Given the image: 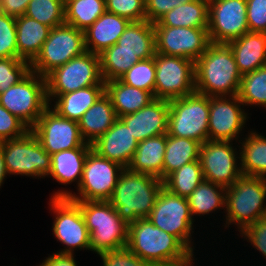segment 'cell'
<instances>
[{
  "instance_id": "6da1fadb",
  "label": "cell",
  "mask_w": 266,
  "mask_h": 266,
  "mask_svg": "<svg viewBox=\"0 0 266 266\" xmlns=\"http://www.w3.org/2000/svg\"><path fill=\"white\" fill-rule=\"evenodd\" d=\"M127 248L158 266H192L193 253L177 237L154 226L148 218L128 225Z\"/></svg>"
},
{
  "instance_id": "7a4b0ae2",
  "label": "cell",
  "mask_w": 266,
  "mask_h": 266,
  "mask_svg": "<svg viewBox=\"0 0 266 266\" xmlns=\"http://www.w3.org/2000/svg\"><path fill=\"white\" fill-rule=\"evenodd\" d=\"M242 75L230 46L210 43L195 62V90L206 96L238 95Z\"/></svg>"
},
{
  "instance_id": "3957f363",
  "label": "cell",
  "mask_w": 266,
  "mask_h": 266,
  "mask_svg": "<svg viewBox=\"0 0 266 266\" xmlns=\"http://www.w3.org/2000/svg\"><path fill=\"white\" fill-rule=\"evenodd\" d=\"M163 187V180L156 176L124 168L109 202L129 225L150 215Z\"/></svg>"
},
{
  "instance_id": "277c9868",
  "label": "cell",
  "mask_w": 266,
  "mask_h": 266,
  "mask_svg": "<svg viewBox=\"0 0 266 266\" xmlns=\"http://www.w3.org/2000/svg\"><path fill=\"white\" fill-rule=\"evenodd\" d=\"M90 236L91 251L97 254L127 247L128 225L109 201H75Z\"/></svg>"
},
{
  "instance_id": "5b68a950",
  "label": "cell",
  "mask_w": 266,
  "mask_h": 266,
  "mask_svg": "<svg viewBox=\"0 0 266 266\" xmlns=\"http://www.w3.org/2000/svg\"><path fill=\"white\" fill-rule=\"evenodd\" d=\"M225 194L226 222H236L241 232L266 216V178L242 175L226 187Z\"/></svg>"
},
{
  "instance_id": "8992f818",
  "label": "cell",
  "mask_w": 266,
  "mask_h": 266,
  "mask_svg": "<svg viewBox=\"0 0 266 266\" xmlns=\"http://www.w3.org/2000/svg\"><path fill=\"white\" fill-rule=\"evenodd\" d=\"M209 96L193 92L169 100L167 135L189 138L203 144L208 140Z\"/></svg>"
},
{
  "instance_id": "52a82bcc",
  "label": "cell",
  "mask_w": 266,
  "mask_h": 266,
  "mask_svg": "<svg viewBox=\"0 0 266 266\" xmlns=\"http://www.w3.org/2000/svg\"><path fill=\"white\" fill-rule=\"evenodd\" d=\"M124 167L90 150L84 164L78 191L80 196L68 191L55 192L52 198H69L73 201H109ZM119 172V173H118Z\"/></svg>"
},
{
  "instance_id": "ba28073f",
  "label": "cell",
  "mask_w": 266,
  "mask_h": 266,
  "mask_svg": "<svg viewBox=\"0 0 266 266\" xmlns=\"http://www.w3.org/2000/svg\"><path fill=\"white\" fill-rule=\"evenodd\" d=\"M89 86H105V82L101 76L99 55L85 51L46 76L48 104L50 97Z\"/></svg>"
},
{
  "instance_id": "9c48e42d",
  "label": "cell",
  "mask_w": 266,
  "mask_h": 266,
  "mask_svg": "<svg viewBox=\"0 0 266 266\" xmlns=\"http://www.w3.org/2000/svg\"><path fill=\"white\" fill-rule=\"evenodd\" d=\"M0 104L32 129L49 106L46 77L31 71L19 83L0 94Z\"/></svg>"
},
{
  "instance_id": "30bf717a",
  "label": "cell",
  "mask_w": 266,
  "mask_h": 266,
  "mask_svg": "<svg viewBox=\"0 0 266 266\" xmlns=\"http://www.w3.org/2000/svg\"><path fill=\"white\" fill-rule=\"evenodd\" d=\"M85 51L84 31L63 23L51 29L41 51L30 63L31 71L46 77Z\"/></svg>"
},
{
  "instance_id": "8fae6325",
  "label": "cell",
  "mask_w": 266,
  "mask_h": 266,
  "mask_svg": "<svg viewBox=\"0 0 266 266\" xmlns=\"http://www.w3.org/2000/svg\"><path fill=\"white\" fill-rule=\"evenodd\" d=\"M8 174L34 177L48 176L51 155L30 129L23 136L0 142Z\"/></svg>"
},
{
  "instance_id": "7c38bea8",
  "label": "cell",
  "mask_w": 266,
  "mask_h": 266,
  "mask_svg": "<svg viewBox=\"0 0 266 266\" xmlns=\"http://www.w3.org/2000/svg\"><path fill=\"white\" fill-rule=\"evenodd\" d=\"M154 98L171 100L195 92V62L180 56L155 53Z\"/></svg>"
},
{
  "instance_id": "4fadbf2b",
  "label": "cell",
  "mask_w": 266,
  "mask_h": 266,
  "mask_svg": "<svg viewBox=\"0 0 266 266\" xmlns=\"http://www.w3.org/2000/svg\"><path fill=\"white\" fill-rule=\"evenodd\" d=\"M147 218L154 226L177 237L193 253L190 244L193 219L185 197L172 194L163 187Z\"/></svg>"
},
{
  "instance_id": "5bb4252c",
  "label": "cell",
  "mask_w": 266,
  "mask_h": 266,
  "mask_svg": "<svg viewBox=\"0 0 266 266\" xmlns=\"http://www.w3.org/2000/svg\"><path fill=\"white\" fill-rule=\"evenodd\" d=\"M246 0H209L208 33L212 43H229L249 32Z\"/></svg>"
},
{
  "instance_id": "9a60e30c",
  "label": "cell",
  "mask_w": 266,
  "mask_h": 266,
  "mask_svg": "<svg viewBox=\"0 0 266 266\" xmlns=\"http://www.w3.org/2000/svg\"><path fill=\"white\" fill-rule=\"evenodd\" d=\"M31 130L50 155L80 146H91L82 138L78 122L61 117L50 109V105Z\"/></svg>"
},
{
  "instance_id": "2e32d148",
  "label": "cell",
  "mask_w": 266,
  "mask_h": 266,
  "mask_svg": "<svg viewBox=\"0 0 266 266\" xmlns=\"http://www.w3.org/2000/svg\"><path fill=\"white\" fill-rule=\"evenodd\" d=\"M156 53L180 56L196 62L211 41L208 29L154 26Z\"/></svg>"
},
{
  "instance_id": "e0dca14e",
  "label": "cell",
  "mask_w": 266,
  "mask_h": 266,
  "mask_svg": "<svg viewBox=\"0 0 266 266\" xmlns=\"http://www.w3.org/2000/svg\"><path fill=\"white\" fill-rule=\"evenodd\" d=\"M51 208L56 214L53 234L67 246L61 254H73L74 248L91 250L90 234L79 205L69 198H51Z\"/></svg>"
},
{
  "instance_id": "ac0fdd59",
  "label": "cell",
  "mask_w": 266,
  "mask_h": 266,
  "mask_svg": "<svg viewBox=\"0 0 266 266\" xmlns=\"http://www.w3.org/2000/svg\"><path fill=\"white\" fill-rule=\"evenodd\" d=\"M234 151L230 141L207 140L201 144L199 162L204 180L226 188L239 179L242 172L236 165L237 157Z\"/></svg>"
},
{
  "instance_id": "d6986e66",
  "label": "cell",
  "mask_w": 266,
  "mask_h": 266,
  "mask_svg": "<svg viewBox=\"0 0 266 266\" xmlns=\"http://www.w3.org/2000/svg\"><path fill=\"white\" fill-rule=\"evenodd\" d=\"M226 99V96H209L208 140L231 142L245 124L247 115L240 108L243 103L239 97Z\"/></svg>"
},
{
  "instance_id": "ffe728a7",
  "label": "cell",
  "mask_w": 266,
  "mask_h": 266,
  "mask_svg": "<svg viewBox=\"0 0 266 266\" xmlns=\"http://www.w3.org/2000/svg\"><path fill=\"white\" fill-rule=\"evenodd\" d=\"M169 100L155 98L135 113L119 119L129 128L138 142L167 133Z\"/></svg>"
},
{
  "instance_id": "44dd1931",
  "label": "cell",
  "mask_w": 266,
  "mask_h": 266,
  "mask_svg": "<svg viewBox=\"0 0 266 266\" xmlns=\"http://www.w3.org/2000/svg\"><path fill=\"white\" fill-rule=\"evenodd\" d=\"M138 143L129 128L118 118L91 147L98 155L128 168Z\"/></svg>"
},
{
  "instance_id": "7402d4cb",
  "label": "cell",
  "mask_w": 266,
  "mask_h": 266,
  "mask_svg": "<svg viewBox=\"0 0 266 266\" xmlns=\"http://www.w3.org/2000/svg\"><path fill=\"white\" fill-rule=\"evenodd\" d=\"M129 23L127 18L105 11L84 31L86 51L99 55L110 48L118 42Z\"/></svg>"
},
{
  "instance_id": "603a6c76",
  "label": "cell",
  "mask_w": 266,
  "mask_h": 266,
  "mask_svg": "<svg viewBox=\"0 0 266 266\" xmlns=\"http://www.w3.org/2000/svg\"><path fill=\"white\" fill-rule=\"evenodd\" d=\"M117 119L111 99L104 92L78 121L82 138L91 145L105 134Z\"/></svg>"
},
{
  "instance_id": "cb8c5ba5",
  "label": "cell",
  "mask_w": 266,
  "mask_h": 266,
  "mask_svg": "<svg viewBox=\"0 0 266 266\" xmlns=\"http://www.w3.org/2000/svg\"><path fill=\"white\" fill-rule=\"evenodd\" d=\"M227 44L241 75L266 65V36L263 33L248 32Z\"/></svg>"
},
{
  "instance_id": "d4e9b609",
  "label": "cell",
  "mask_w": 266,
  "mask_h": 266,
  "mask_svg": "<svg viewBox=\"0 0 266 266\" xmlns=\"http://www.w3.org/2000/svg\"><path fill=\"white\" fill-rule=\"evenodd\" d=\"M166 143L167 133L140 141L128 169L132 172L150 174L163 180Z\"/></svg>"
},
{
  "instance_id": "484cf974",
  "label": "cell",
  "mask_w": 266,
  "mask_h": 266,
  "mask_svg": "<svg viewBox=\"0 0 266 266\" xmlns=\"http://www.w3.org/2000/svg\"><path fill=\"white\" fill-rule=\"evenodd\" d=\"M18 59L32 62L41 51L51 27L26 15L15 18Z\"/></svg>"
},
{
  "instance_id": "4316f807",
  "label": "cell",
  "mask_w": 266,
  "mask_h": 266,
  "mask_svg": "<svg viewBox=\"0 0 266 266\" xmlns=\"http://www.w3.org/2000/svg\"><path fill=\"white\" fill-rule=\"evenodd\" d=\"M105 93L110 97L118 118L135 113L155 99L151 92L129 86L120 79L105 82Z\"/></svg>"
},
{
  "instance_id": "83f0119b",
  "label": "cell",
  "mask_w": 266,
  "mask_h": 266,
  "mask_svg": "<svg viewBox=\"0 0 266 266\" xmlns=\"http://www.w3.org/2000/svg\"><path fill=\"white\" fill-rule=\"evenodd\" d=\"M117 44L119 49L135 54L140 60L154 57L156 43L153 23L130 21Z\"/></svg>"
},
{
  "instance_id": "f1b7e54d",
  "label": "cell",
  "mask_w": 266,
  "mask_h": 266,
  "mask_svg": "<svg viewBox=\"0 0 266 266\" xmlns=\"http://www.w3.org/2000/svg\"><path fill=\"white\" fill-rule=\"evenodd\" d=\"M91 149V146H80L52 154L49 175L61 184H70L78 180L79 187L87 154Z\"/></svg>"
},
{
  "instance_id": "f546056e",
  "label": "cell",
  "mask_w": 266,
  "mask_h": 266,
  "mask_svg": "<svg viewBox=\"0 0 266 266\" xmlns=\"http://www.w3.org/2000/svg\"><path fill=\"white\" fill-rule=\"evenodd\" d=\"M209 0H192L163 15L153 26L208 29Z\"/></svg>"
},
{
  "instance_id": "4dcf8cb0",
  "label": "cell",
  "mask_w": 266,
  "mask_h": 266,
  "mask_svg": "<svg viewBox=\"0 0 266 266\" xmlns=\"http://www.w3.org/2000/svg\"><path fill=\"white\" fill-rule=\"evenodd\" d=\"M105 92V86H89L57 96L54 111L61 117L79 121L82 115Z\"/></svg>"
},
{
  "instance_id": "1f68e13d",
  "label": "cell",
  "mask_w": 266,
  "mask_h": 266,
  "mask_svg": "<svg viewBox=\"0 0 266 266\" xmlns=\"http://www.w3.org/2000/svg\"><path fill=\"white\" fill-rule=\"evenodd\" d=\"M201 143L189 138L167 135L163 161V180L183 165L199 160Z\"/></svg>"
},
{
  "instance_id": "d6a6232c",
  "label": "cell",
  "mask_w": 266,
  "mask_h": 266,
  "mask_svg": "<svg viewBox=\"0 0 266 266\" xmlns=\"http://www.w3.org/2000/svg\"><path fill=\"white\" fill-rule=\"evenodd\" d=\"M248 136L239 157L242 175L266 178V138L256 132Z\"/></svg>"
},
{
  "instance_id": "836d02e7",
  "label": "cell",
  "mask_w": 266,
  "mask_h": 266,
  "mask_svg": "<svg viewBox=\"0 0 266 266\" xmlns=\"http://www.w3.org/2000/svg\"><path fill=\"white\" fill-rule=\"evenodd\" d=\"M224 192H226L225 187L203 180L186 198L192 217L196 214L205 215L225 207L226 194Z\"/></svg>"
},
{
  "instance_id": "e575fe53",
  "label": "cell",
  "mask_w": 266,
  "mask_h": 266,
  "mask_svg": "<svg viewBox=\"0 0 266 266\" xmlns=\"http://www.w3.org/2000/svg\"><path fill=\"white\" fill-rule=\"evenodd\" d=\"M105 11V0H66L65 23L85 31Z\"/></svg>"
},
{
  "instance_id": "d590c367",
  "label": "cell",
  "mask_w": 266,
  "mask_h": 266,
  "mask_svg": "<svg viewBox=\"0 0 266 266\" xmlns=\"http://www.w3.org/2000/svg\"><path fill=\"white\" fill-rule=\"evenodd\" d=\"M203 180L200 162L196 160L170 173L163 184L170 193L187 198Z\"/></svg>"
},
{
  "instance_id": "8d00e7d4",
  "label": "cell",
  "mask_w": 266,
  "mask_h": 266,
  "mask_svg": "<svg viewBox=\"0 0 266 266\" xmlns=\"http://www.w3.org/2000/svg\"><path fill=\"white\" fill-rule=\"evenodd\" d=\"M100 71L104 82L119 79L140 59L130 52L119 49L116 43L99 54Z\"/></svg>"
},
{
  "instance_id": "74e56055",
  "label": "cell",
  "mask_w": 266,
  "mask_h": 266,
  "mask_svg": "<svg viewBox=\"0 0 266 266\" xmlns=\"http://www.w3.org/2000/svg\"><path fill=\"white\" fill-rule=\"evenodd\" d=\"M237 96L243 105L266 107V65L242 75Z\"/></svg>"
},
{
  "instance_id": "f35d334b",
  "label": "cell",
  "mask_w": 266,
  "mask_h": 266,
  "mask_svg": "<svg viewBox=\"0 0 266 266\" xmlns=\"http://www.w3.org/2000/svg\"><path fill=\"white\" fill-rule=\"evenodd\" d=\"M24 15L54 28L65 23V1L30 0Z\"/></svg>"
},
{
  "instance_id": "ab89813d",
  "label": "cell",
  "mask_w": 266,
  "mask_h": 266,
  "mask_svg": "<svg viewBox=\"0 0 266 266\" xmlns=\"http://www.w3.org/2000/svg\"><path fill=\"white\" fill-rule=\"evenodd\" d=\"M156 65L154 57L140 60L119 79L132 87L149 91L154 95Z\"/></svg>"
},
{
  "instance_id": "60d3db41",
  "label": "cell",
  "mask_w": 266,
  "mask_h": 266,
  "mask_svg": "<svg viewBox=\"0 0 266 266\" xmlns=\"http://www.w3.org/2000/svg\"><path fill=\"white\" fill-rule=\"evenodd\" d=\"M31 72L30 62L18 58H0V94L19 83Z\"/></svg>"
},
{
  "instance_id": "b9f144b4",
  "label": "cell",
  "mask_w": 266,
  "mask_h": 266,
  "mask_svg": "<svg viewBox=\"0 0 266 266\" xmlns=\"http://www.w3.org/2000/svg\"><path fill=\"white\" fill-rule=\"evenodd\" d=\"M0 58H18L15 18L0 12Z\"/></svg>"
},
{
  "instance_id": "7bdbcfd3",
  "label": "cell",
  "mask_w": 266,
  "mask_h": 266,
  "mask_svg": "<svg viewBox=\"0 0 266 266\" xmlns=\"http://www.w3.org/2000/svg\"><path fill=\"white\" fill-rule=\"evenodd\" d=\"M106 11L129 21L146 20L145 0H105Z\"/></svg>"
},
{
  "instance_id": "ee69618b",
  "label": "cell",
  "mask_w": 266,
  "mask_h": 266,
  "mask_svg": "<svg viewBox=\"0 0 266 266\" xmlns=\"http://www.w3.org/2000/svg\"><path fill=\"white\" fill-rule=\"evenodd\" d=\"M98 255L103 260V266H158L155 263L141 259L127 247L106 251Z\"/></svg>"
},
{
  "instance_id": "f6af8a7d",
  "label": "cell",
  "mask_w": 266,
  "mask_h": 266,
  "mask_svg": "<svg viewBox=\"0 0 266 266\" xmlns=\"http://www.w3.org/2000/svg\"><path fill=\"white\" fill-rule=\"evenodd\" d=\"M30 129L0 104V142L23 136Z\"/></svg>"
},
{
  "instance_id": "bcb514c9",
  "label": "cell",
  "mask_w": 266,
  "mask_h": 266,
  "mask_svg": "<svg viewBox=\"0 0 266 266\" xmlns=\"http://www.w3.org/2000/svg\"><path fill=\"white\" fill-rule=\"evenodd\" d=\"M247 1V23L249 32H260L266 29V0Z\"/></svg>"
},
{
  "instance_id": "7dc6e473",
  "label": "cell",
  "mask_w": 266,
  "mask_h": 266,
  "mask_svg": "<svg viewBox=\"0 0 266 266\" xmlns=\"http://www.w3.org/2000/svg\"><path fill=\"white\" fill-rule=\"evenodd\" d=\"M191 1L192 0H145L146 21L154 24L168 11Z\"/></svg>"
},
{
  "instance_id": "c3c4849f",
  "label": "cell",
  "mask_w": 266,
  "mask_h": 266,
  "mask_svg": "<svg viewBox=\"0 0 266 266\" xmlns=\"http://www.w3.org/2000/svg\"><path fill=\"white\" fill-rule=\"evenodd\" d=\"M241 233L259 252L266 256V216L250 224Z\"/></svg>"
},
{
  "instance_id": "681fc988",
  "label": "cell",
  "mask_w": 266,
  "mask_h": 266,
  "mask_svg": "<svg viewBox=\"0 0 266 266\" xmlns=\"http://www.w3.org/2000/svg\"><path fill=\"white\" fill-rule=\"evenodd\" d=\"M30 0H0V12L17 18L25 14Z\"/></svg>"
},
{
  "instance_id": "f907efd6",
  "label": "cell",
  "mask_w": 266,
  "mask_h": 266,
  "mask_svg": "<svg viewBox=\"0 0 266 266\" xmlns=\"http://www.w3.org/2000/svg\"><path fill=\"white\" fill-rule=\"evenodd\" d=\"M39 266H77L73 254L55 253Z\"/></svg>"
},
{
  "instance_id": "816d5d0a",
  "label": "cell",
  "mask_w": 266,
  "mask_h": 266,
  "mask_svg": "<svg viewBox=\"0 0 266 266\" xmlns=\"http://www.w3.org/2000/svg\"><path fill=\"white\" fill-rule=\"evenodd\" d=\"M7 170L5 167V161H4V156H3V150L1 148V144H0V186L3 183V180L5 179L4 177H6Z\"/></svg>"
}]
</instances>
